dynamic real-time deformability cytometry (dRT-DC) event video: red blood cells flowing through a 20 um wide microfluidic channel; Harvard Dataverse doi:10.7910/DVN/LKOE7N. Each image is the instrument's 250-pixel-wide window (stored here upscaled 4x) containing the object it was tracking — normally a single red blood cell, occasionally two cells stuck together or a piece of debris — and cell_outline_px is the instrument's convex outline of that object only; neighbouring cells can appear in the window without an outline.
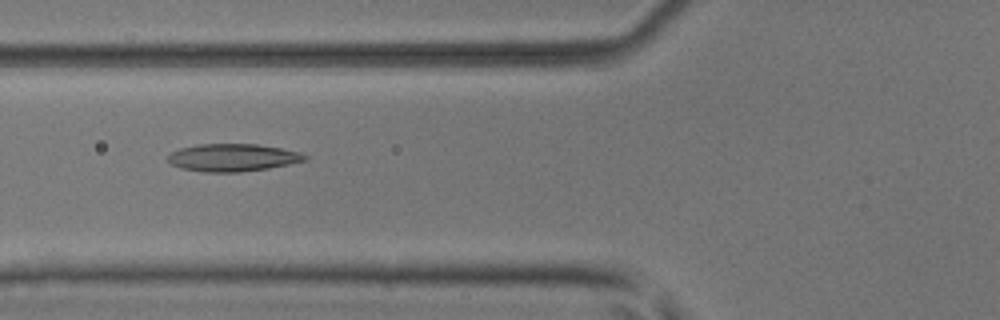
{"species": "common noctule bat (a hibernating species)", "species_latin": "Nyctalus noctula", "temperature_condition": "room temperature", "stored_images_in_passage": 49, "camera_frame_rate_fps": 3000, "um_per_image_px": 0.085, "animal": {"sex": "male", "body_mass_g": 17.9, "forearm_length_mm": 54.2}, "frame": {"image": 1, "passage_image": 17, "time_ms": 5.333, "image_size_px": [1000, 320], "cell_outline_px": [[308, 160], [268, 168], [240, 172], [204, 172], [180, 168], [172, 164], [168, 160], [168, 156], [172, 152], [180, 148], [196, 144], [256, 144], [280, 148], [300, 152], [308, 156]], "centroid_in_image_um": [19.78, 13.39], "position_along_channel_um": 106.0, "area_um2": 21.96}}
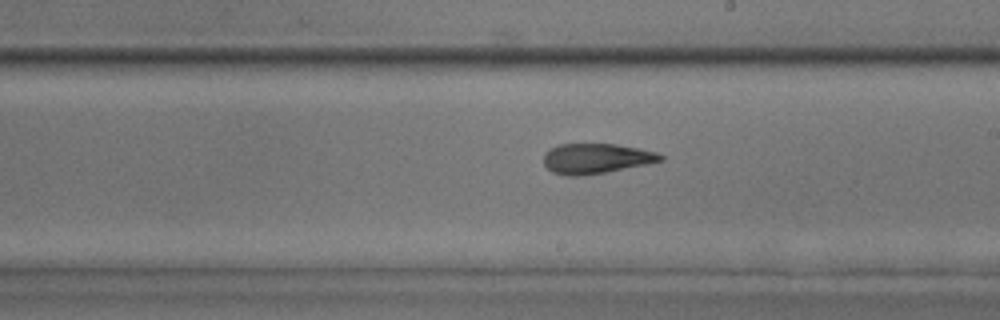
{"frame": {"image": 2, "passage_image": 27, "time_ms": 8.667, "image_size_px": [1000, 320], "cell_outline_px": [[664, 160], [648, 164], [604, 172], [580, 176], [568, 176], [552, 172], [544, 164], [544, 152], [560, 144], [616, 144], [656, 152], [664, 156]], "centroid_in_image_um": [50.66, 13.47], "position_along_channel_um": 238.3, "area_um2": 20.35}}
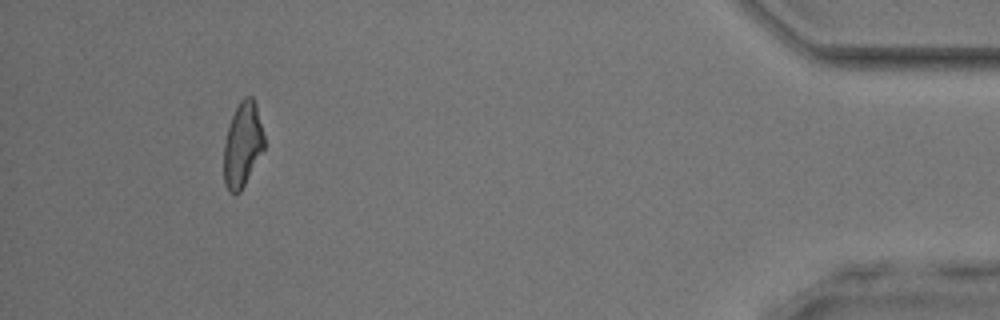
{"frame": {"image": 3, "passage_image": 45, "time_ms": 14.667, "image_size_px": [1000, 320], "cell_outline_px": [[264, 148], [240, 192], [228, 192], [224, 184], [224, 144], [228, 128], [232, 116], [240, 100], [244, 96], [252, 96], [256, 104], [264, 136]], "centroid_in_image_um": [20.61, 12.28], "position_along_channel_um": 414.6, "area_um2": 19.65}, "authors_computed_cell_mechanics": {"area_um2": 20.9814, "velocity_mm_per_s": 3.9872, "shape_relaxation_time_tau1_ms": null, "shape_relaxation_time_tau2_ms": 2.7296, "deformation_change_tau1": null, "deformation_change_tau2": 0.1099}}